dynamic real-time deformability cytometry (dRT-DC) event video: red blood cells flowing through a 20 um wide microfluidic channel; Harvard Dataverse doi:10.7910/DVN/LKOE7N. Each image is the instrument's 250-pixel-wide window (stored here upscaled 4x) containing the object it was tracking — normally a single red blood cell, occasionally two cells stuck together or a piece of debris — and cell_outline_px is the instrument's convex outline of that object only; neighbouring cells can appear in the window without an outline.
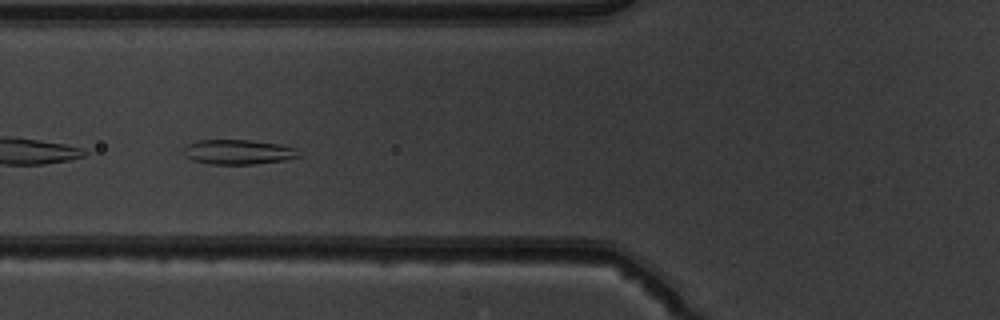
{"species": "common noctule bat (a hibernating species)", "species_latin": "Nyctalus noctula", "temperature_condition": "warm", "stored_images_in_passage": 29, "camera_frame_rate_fps": 3000, "um_per_image_px": 0.085, "animal": {"sex": "male", "body_mass_g": 19.5, "forearm_length_mm": 54.6}, "frame": {"image": 1, "passage_image": 3, "time_ms": 0.667, "image_size_px": [1000, 320], "cell_outline_px": [[300, 156], [284, 160], [252, 164], [208, 164], [192, 160], [184, 156], [184, 148], [188, 144], [200, 140], [252, 140], [280, 144], [296, 148]], "centroid_in_image_um": [20.23, 12.92], "position_along_channel_um": 105.6, "area_um2": 16.59}}
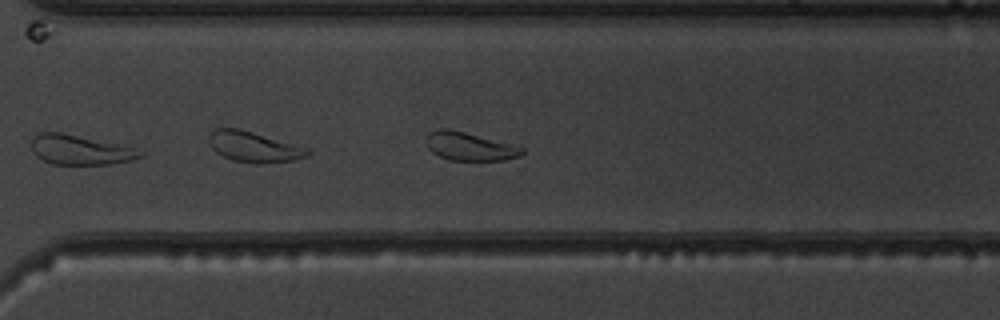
{"frame": {"image": 2, "passage_image": 20, "time_ms": 6.333, "image_size_px": [1000, 320], "cell_outline_px": [[144, 156], [132, 160], [108, 164], [52, 164], [40, 160], [32, 152], [32, 136], [40, 132], [60, 132], [132, 148], [144, 152]], "centroid_in_image_um": [6.74, 12.75], "position_along_channel_um": 363.9, "area_um2": 18.55}}
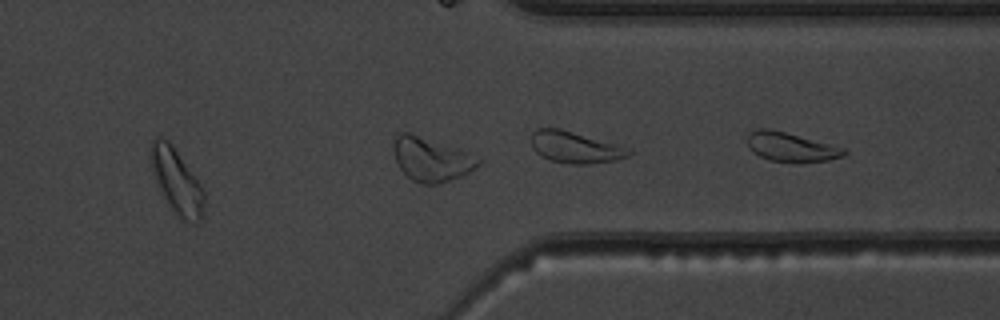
{"frame": {"image": 3, "passage_image": 21, "time_ms": 6.667, "image_size_px": [1000, 320], "cell_outline_px": [[204, 204], [200, 220], [184, 220], [172, 208], [164, 196], [156, 180], [148, 160], [148, 152], [152, 140], [156, 136], [160, 136], [168, 140], [172, 144], [200, 184], [204, 192]], "centroid_in_image_um": [14.96, 15.28], "position_along_channel_um": 396.4, "area_um2": 19.65}}